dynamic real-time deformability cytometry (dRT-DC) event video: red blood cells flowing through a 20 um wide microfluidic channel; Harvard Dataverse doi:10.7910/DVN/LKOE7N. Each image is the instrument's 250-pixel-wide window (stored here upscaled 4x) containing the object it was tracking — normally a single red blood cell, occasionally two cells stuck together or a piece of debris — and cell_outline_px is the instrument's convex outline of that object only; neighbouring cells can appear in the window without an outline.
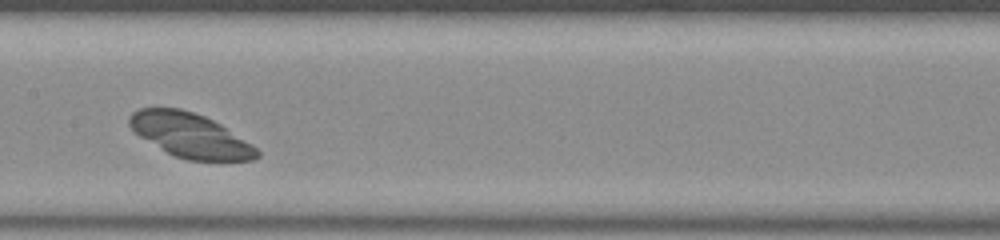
{"species": "common noctule bat (a hibernating species)", "species_latin": "Nyctalus noctula", "temperature_condition": "room temperature", "stored_images_in_passage": 34, "camera_frame_rate_fps": 3000, "um_per_image_px": 0.085, "animal": {"sex": "male", "body_mass_g": 20.0, "forearm_length_mm": 53.3}, "frame": {"image": 1, "passage_image": 16, "time_ms": 5.0, "image_size_px": [1000, 240], "cell_outline_px": [[260, 156], [256, 160], [188, 160], [176, 156], [168, 152], [132, 132], [128, 124], [128, 116], [132, 112], [140, 108], [180, 108], [204, 116], [220, 124], [252, 144], [260, 152]], "centroid_in_image_um": [16.15, 11.49], "position_along_channel_um": 191.2, "area_um2": 32.71}}